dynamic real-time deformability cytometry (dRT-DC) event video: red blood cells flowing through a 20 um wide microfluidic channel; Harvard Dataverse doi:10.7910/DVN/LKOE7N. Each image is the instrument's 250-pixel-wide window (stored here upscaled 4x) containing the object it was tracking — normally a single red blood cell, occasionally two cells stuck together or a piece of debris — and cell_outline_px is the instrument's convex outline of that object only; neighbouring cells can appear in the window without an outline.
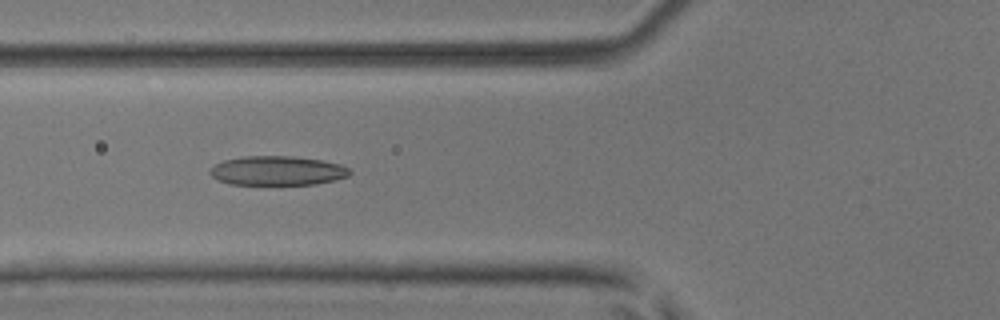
{"species": "common noctule bat (a hibernating species)", "species_latin": "Nyctalus noctula", "temperature_condition": "room temperature", "stored_images_in_passage": 8, "camera_frame_rate_fps": 3000, "um_per_image_px": 0.085, "animal": {"sex": "male", "body_mass_g": 17.9, "forearm_length_mm": 54.2}, "frame": {"image": 1, "passage_image": 6, "time_ms": 1.667, "image_size_px": [1000, 320], "cell_outline_px": [[352, 172], [348, 176], [336, 180], [316, 184], [228, 184], [216, 180], [208, 172], [216, 164], [224, 160], [244, 156], [292, 156], [320, 160], [340, 164], [348, 168]], "centroid_in_image_um": [23.57, 14.51], "position_along_channel_um": 102.2, "area_um2": 23.81}}
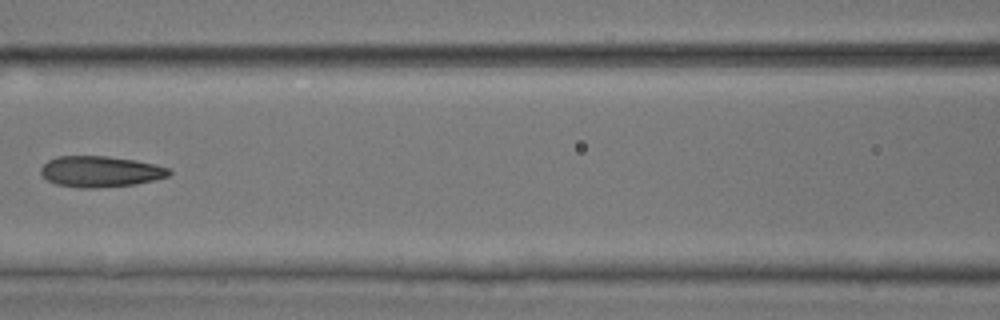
{"frame": {"image": 2, "passage_image": 7, "time_ms": 2.0, "image_size_px": [1000, 320], "cell_outline_px": [[172, 172], [168, 176], [156, 180], [136, 184], [96, 188], [80, 188], [56, 184], [48, 180], [40, 172], [40, 168], [48, 160], [56, 156], [108, 156], [136, 160], [156, 164], [168, 168]], "centroid_in_image_um": [8.55, 14.58], "position_along_channel_um": 158.1, "area_um2": 23.29}}
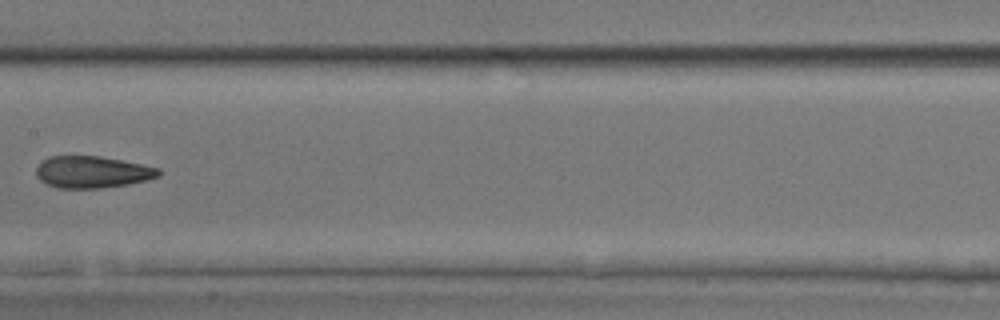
{"frame": {"image": 3, "passage_image": 8, "time_ms": 2.333, "image_size_px": [1000, 320], "cell_outline_px": [[160, 176], [148, 180], [128, 184], [100, 188], [60, 188], [48, 184], [40, 180], [36, 176], [36, 168], [48, 156], [100, 156], [160, 168]], "centroid_in_image_um": [7.85, 14.62], "position_along_channel_um": 199.6, "area_um2": 22.6}}